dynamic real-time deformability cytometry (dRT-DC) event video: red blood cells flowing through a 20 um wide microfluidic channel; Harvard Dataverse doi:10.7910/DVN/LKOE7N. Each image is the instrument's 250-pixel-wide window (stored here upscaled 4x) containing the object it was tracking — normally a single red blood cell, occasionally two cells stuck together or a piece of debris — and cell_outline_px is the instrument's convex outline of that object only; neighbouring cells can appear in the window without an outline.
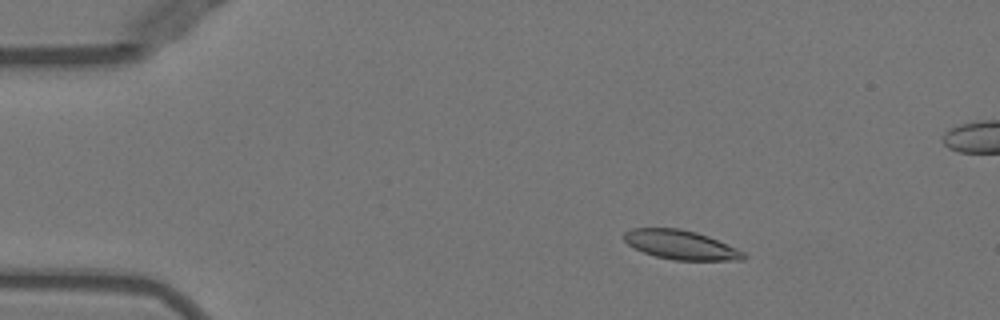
{"species": "Egyptian fruit bat (a non-hibernating species)", "species_latin": "Rousettus aegyptiacus", "temperature_condition": "warm", "stored_images_in_passage": 53, "segment_of_instrument_passage": [1, 2], "camera_frame_rate_fps": 3000, "um_per_image_px": 0.085, "animal": {"sex": "female"}, "frame": {"image": 1, "passage_image": 9, "time_ms": 2.667, "image_size_px": [1000, 320], "cell_outline_px": [[744, 260], [676, 260], [656, 256], [644, 252], [628, 244], [624, 240], [624, 232], [632, 228], [680, 228], [696, 232], [708, 236], [736, 248], [744, 252]], "centroid_in_image_um": [57.86, 20.8], "position_along_channel_um": 27.1, "area_um2": 20.06}}
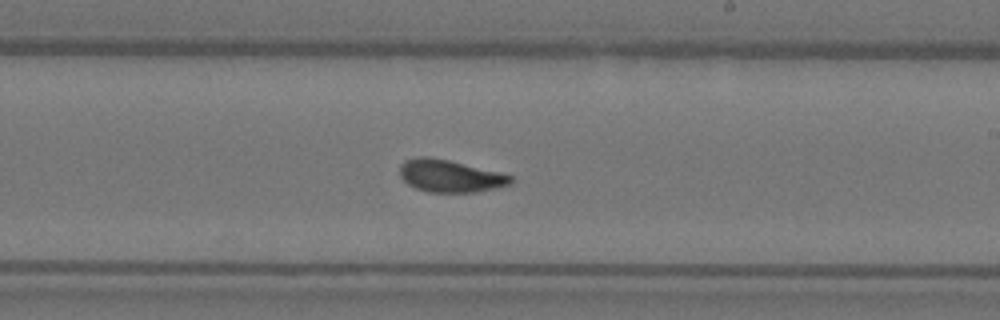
{"frame": {"image": 2, "passage_image": 31, "time_ms": 10.0, "image_size_px": [1000, 320], "cell_outline_px": [[512, 180], [508, 184], [496, 188], [476, 192], [428, 192], [416, 188], [408, 184], [400, 176], [400, 164], [404, 160], [420, 156], [428, 156], [448, 160], [500, 172], [512, 176]], "centroid_in_image_um": [38.22, 14.95], "position_along_channel_um": 250.8, "area_um2": 20.81}}
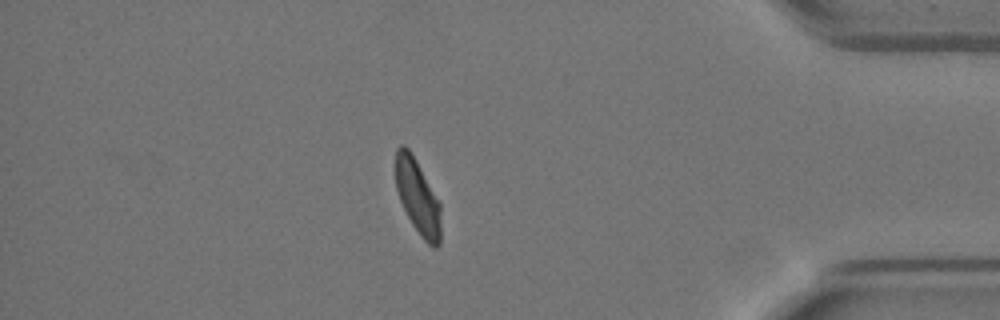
{"frame": {"image": 3, "passage_image": 45, "time_ms": 14.667, "image_size_px": [1000, 320], "cell_outline_px": [[440, 244], [436, 248], [432, 248], [420, 236], [412, 224], [400, 200], [396, 188], [396, 148], [400, 144], [404, 144], [412, 152], [440, 204]], "centroid_in_image_um": [35.5, 16.73], "position_along_channel_um": 399.7, "area_um2": 19.59}}